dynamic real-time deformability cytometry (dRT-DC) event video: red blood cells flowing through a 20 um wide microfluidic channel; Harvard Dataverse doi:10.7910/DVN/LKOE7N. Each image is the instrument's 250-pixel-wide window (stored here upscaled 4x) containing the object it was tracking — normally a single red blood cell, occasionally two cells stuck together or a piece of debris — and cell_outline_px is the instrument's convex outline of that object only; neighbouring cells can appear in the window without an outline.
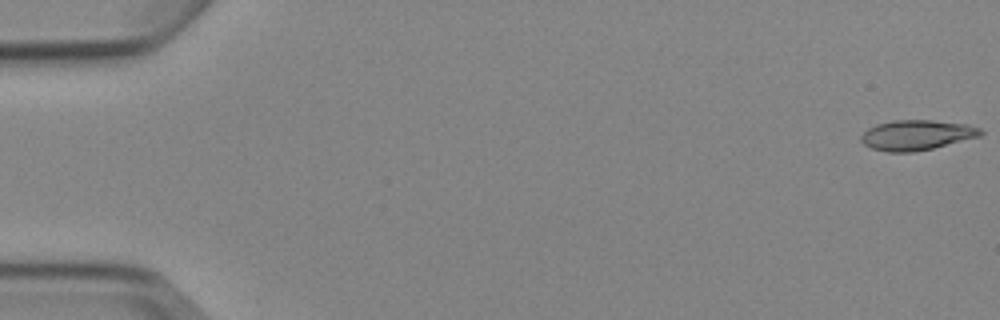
{"species": "Egyptian fruit bat (a non-hibernating species)", "species_latin": "Rousettus aegyptiacus", "temperature_condition": "cold", "stored_images_in_passage": 5, "camera_frame_rate_fps": 3000, "um_per_image_px": 0.085, "animal": {"sex": "female"}, "frame": {"image": 1, "passage_image": 1, "time_ms": 0.0, "image_size_px": [1000, 320], "cell_outline_px": [[984, 132], [980, 136], [932, 148], [912, 152], [888, 152], [872, 148], [864, 144], [860, 140], [860, 136], [868, 128], [876, 124], [892, 120], [932, 120], [968, 124], [980, 128]], "centroid_in_image_um": [77.9, 11.47], "position_along_channel_um": 7.1, "area_um2": 20.92}}
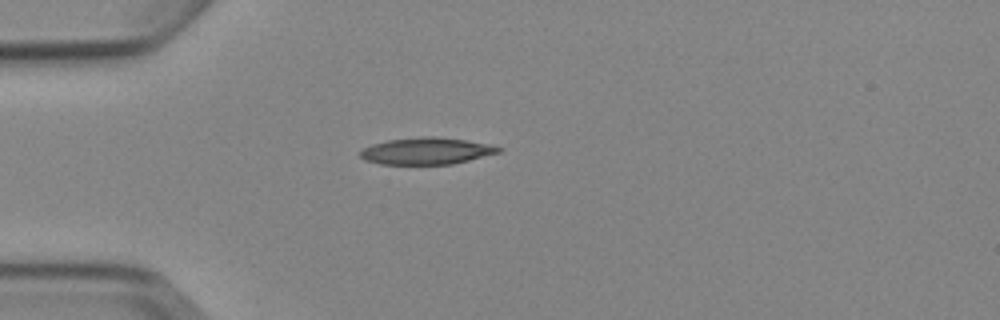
{"frame": {"image": 2, "passage_image": 4, "time_ms": 4.667, "image_size_px": [1000, 320], "cell_outline_px": [[504, 148], [500, 152], [452, 164], [380, 164], [364, 160], [360, 156], [360, 152], [364, 148], [372, 144], [388, 140], [424, 136], [432, 136], [464, 140], [488, 144]], "centroid_in_image_um": [36.23, 12.83], "position_along_channel_um": 48.8, "area_um2": 21.39}}